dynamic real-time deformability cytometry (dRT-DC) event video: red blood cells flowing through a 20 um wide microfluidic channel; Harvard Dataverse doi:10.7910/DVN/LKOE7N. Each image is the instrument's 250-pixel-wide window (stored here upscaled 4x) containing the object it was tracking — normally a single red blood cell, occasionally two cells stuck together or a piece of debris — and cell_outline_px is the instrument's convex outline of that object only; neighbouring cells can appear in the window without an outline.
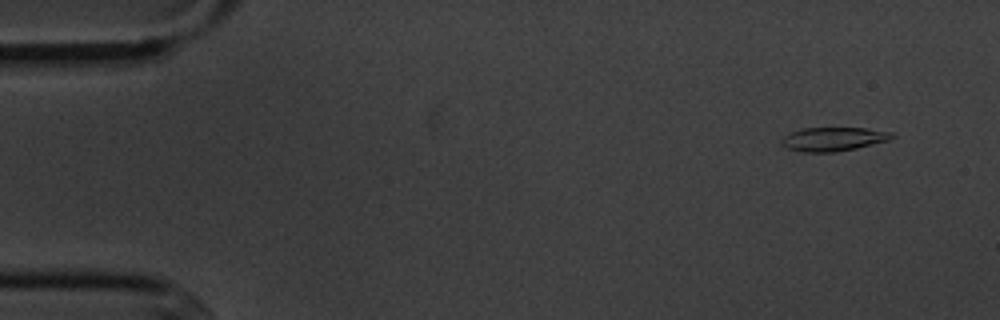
{"species": "common noctule bat (a hibernating species)", "species_latin": "Nyctalus noctula", "temperature_condition": "cold", "stored_images_in_passage": 8, "camera_frame_rate_fps": 3000, "um_per_image_px": 0.085, "animal": {"sex": "male", "body_mass_g": 20.1, "forearm_length_mm": 53.5}, "frame": {"image": 1, "passage_image": 1, "time_ms": 0.0, "image_size_px": [1000, 320], "cell_outline_px": [[896, 136], [888, 140], [856, 148], [836, 152], [800, 152], [788, 148], [780, 144], [780, 140], [784, 136], [792, 132], [804, 128], [868, 128], [892, 132]], "centroid_in_image_um": [70.83, 11.82], "position_along_channel_um": 14.2, "area_um2": 15.32}}
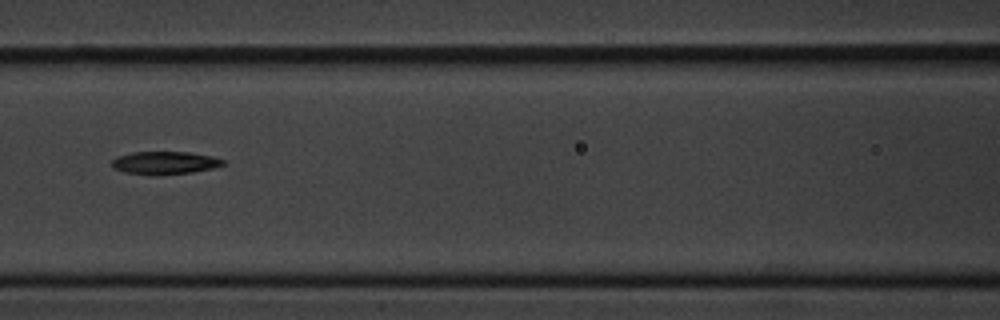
{"frame": {"image": 2, "passage_image": 6, "time_ms": 6.667, "image_size_px": [1000, 320], "cell_outline_px": [[228, 164], [212, 168], [192, 172], [156, 176], [152, 176], [124, 172], [112, 168], [112, 160], [116, 156], [132, 152], [188, 152], [212, 156], [224, 160]], "centroid_in_image_um": [13.99, 13.85], "position_along_channel_um": 152.6, "area_um2": 15.09}}
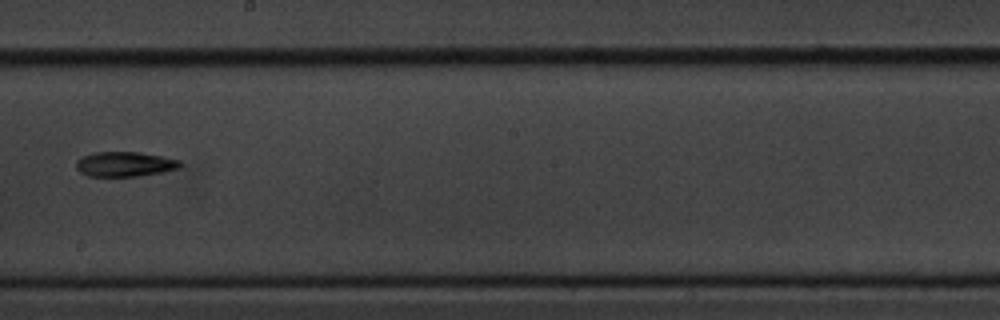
{"frame": {"image": 3, "passage_image": 8, "time_ms": 9.0, "image_size_px": [1000, 320], "cell_outline_px": [[184, 164], [180, 168], [164, 172], [140, 176], [88, 176], [80, 172], [76, 168], [76, 160], [84, 156], [96, 152], [136, 152], [160, 156], [180, 160]], "centroid_in_image_um": [10.64, 13.96], "position_along_channel_um": 237.6, "area_um2": 15.09}}